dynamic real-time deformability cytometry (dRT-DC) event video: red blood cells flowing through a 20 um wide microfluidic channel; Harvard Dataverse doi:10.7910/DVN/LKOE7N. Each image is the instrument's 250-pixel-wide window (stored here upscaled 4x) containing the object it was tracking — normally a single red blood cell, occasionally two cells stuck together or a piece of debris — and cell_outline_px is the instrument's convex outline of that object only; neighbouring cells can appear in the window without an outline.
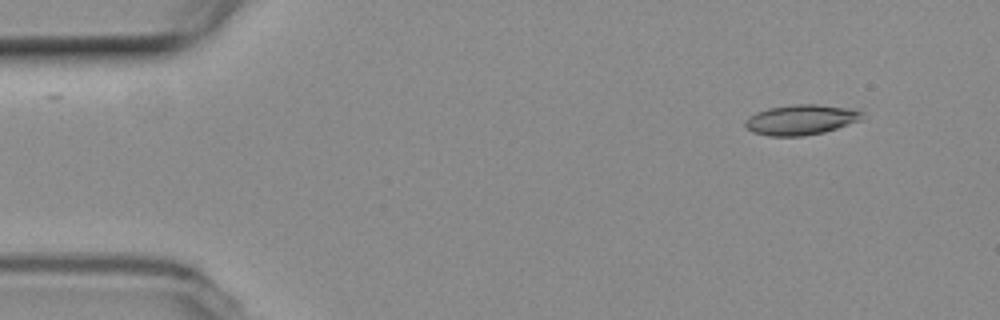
{"species": "common noctule bat (a hibernating species)", "species_latin": "Nyctalus noctula", "temperature_condition": "room temperature", "stored_images_in_passage": 51, "segment_of_instrument_passage": [1, 2], "camera_frame_rate_fps": 3000, "um_per_image_px": 0.085, "animal": {"sex": "female", "body_mass_g": 19.3, "forearm_length_mm": 54.1}, "frame": {"image": 1, "passage_image": 1, "time_ms": 0.0, "image_size_px": [1000, 320], "cell_outline_px": [[860, 120], [824, 132], [804, 136], [768, 136], [752, 132], [744, 124], [744, 120], [748, 116], [756, 112], [768, 108], [792, 104], [816, 104], [848, 108], [860, 112]], "centroid_in_image_um": [67.99, 10.18], "position_along_channel_um": 17.0, "area_um2": 20.4}}
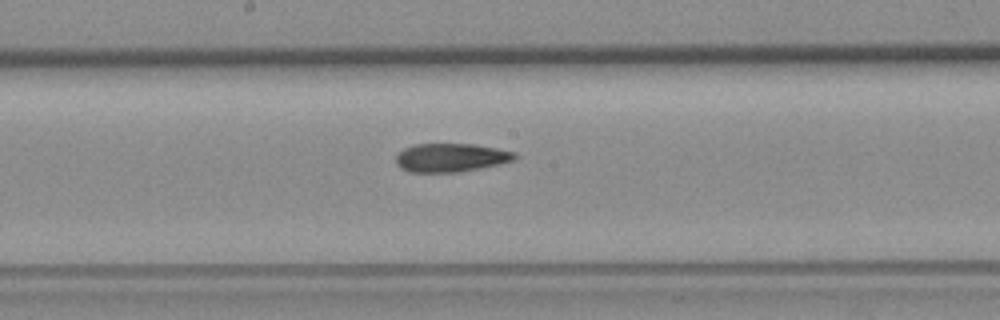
{"frame": {"image": 2, "passage_image": 24, "time_ms": 7.667, "image_size_px": [1000, 320], "cell_outline_px": [[516, 156], [512, 160], [496, 164], [456, 172], [408, 172], [400, 168], [396, 164], [396, 156], [404, 148], [416, 144], [472, 144], [496, 148], [516, 152]], "centroid_in_image_um": [38.26, 13.39], "position_along_channel_um": 209.9, "area_um2": 19.42}}
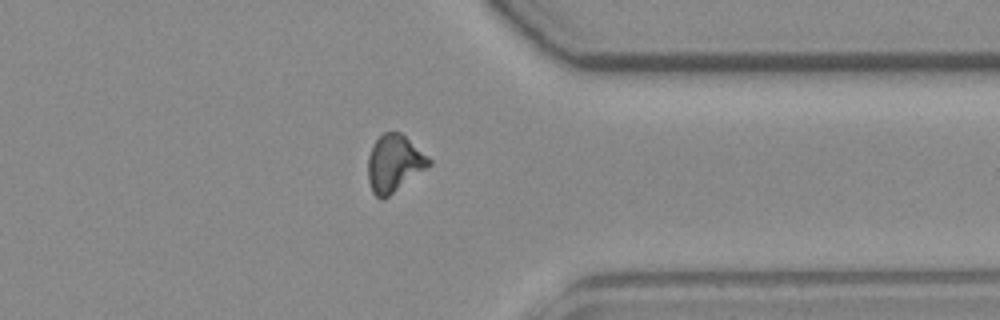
{"frame": {"image": 3, "passage_image": 38, "time_ms": 12.333, "image_size_px": [1000, 320], "cell_outline_px": [[432, 164], [384, 200], [380, 200], [372, 192], [368, 180], [368, 156], [372, 144], [384, 132], [400, 132], [428, 156], [432, 160]], "centroid_in_image_um": [33.49, 13.91], "position_along_channel_um": 377.9, "area_um2": 20.35}}